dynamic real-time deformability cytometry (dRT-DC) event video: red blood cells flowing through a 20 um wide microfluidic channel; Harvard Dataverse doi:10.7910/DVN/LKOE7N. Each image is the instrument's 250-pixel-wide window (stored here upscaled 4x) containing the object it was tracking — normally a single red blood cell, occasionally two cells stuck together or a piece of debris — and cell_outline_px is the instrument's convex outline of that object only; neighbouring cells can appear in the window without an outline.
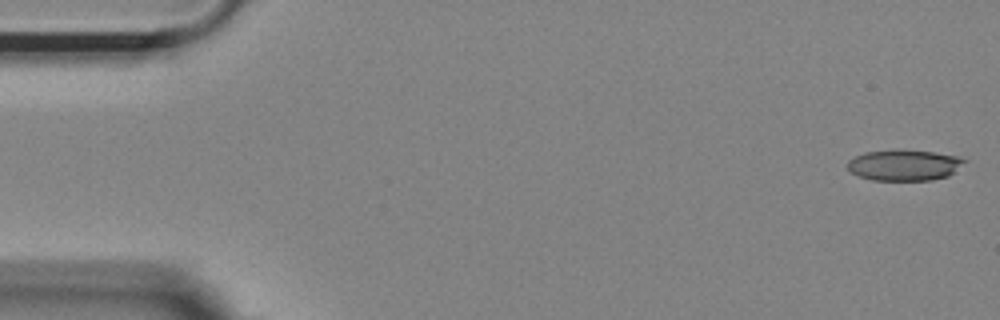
{"species": "Egyptian fruit bat (a non-hibernating species)", "species_latin": "Rousettus aegyptiacus", "temperature_condition": "room temperature", "stored_images_in_passage": 53, "camera_frame_rate_fps": 3000, "um_per_image_px": 0.085, "animal": {"sex": "female"}, "frame": {"image": 1, "passage_image": 1, "time_ms": 0.0, "image_size_px": [1000, 320], "cell_outline_px": [[968, 160], [948, 176], [932, 180], [872, 180], [860, 176], [852, 172], [848, 168], [848, 160], [864, 152], [896, 148], [932, 152], [960, 156]], "centroid_in_image_um": [76.87, 14.01], "position_along_channel_um": 8.1, "area_um2": 21.27}}
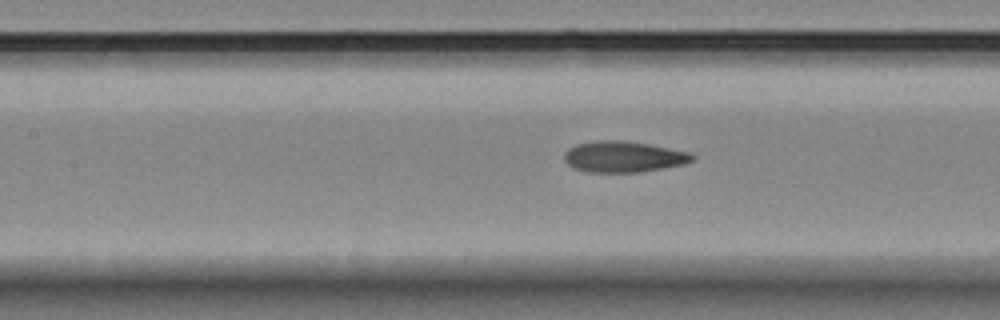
{"frame": {"image": 2, "passage_image": 23, "time_ms": 7.333, "image_size_px": [1000, 320], "cell_outline_px": [[696, 156], [692, 160], [684, 164], [640, 172], [588, 172], [572, 168], [564, 160], [564, 152], [568, 148], [576, 144], [592, 140], [624, 140], [648, 144], [688, 152]], "centroid_in_image_um": [52.94, 13.31], "position_along_channel_um": 154.5, "area_um2": 23.24}}
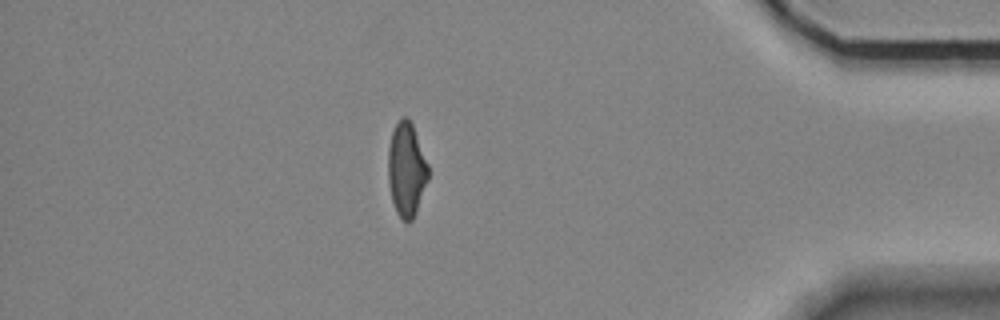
{"frame": {"image": 3, "passage_image": 46, "time_ms": 15.0, "image_size_px": [1000, 320], "cell_outline_px": [[428, 180], [416, 212], [412, 220], [408, 224], [396, 212], [392, 200], [388, 184], [388, 148], [392, 132], [400, 116], [408, 116], [412, 124], [428, 164]], "centroid_in_image_um": [34.54, 14.4], "position_along_channel_um": 400.7, "area_um2": 22.02}, "authors_computed_cell_mechanics": {"area_um2": 22.7732, "velocity_mm_per_s": 3.7141, "shape_relaxation_time_tau1_ms": 10.412, "shape_relaxation_time_tau2_ms": 2.5482, "deformation_change_tau1": 0.2535, "deformation_change_tau2": 0.1044}}